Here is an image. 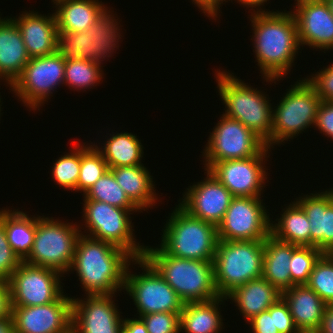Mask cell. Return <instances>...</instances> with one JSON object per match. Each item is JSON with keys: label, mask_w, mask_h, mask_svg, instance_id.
<instances>
[{"label": "cell", "mask_w": 333, "mask_h": 333, "mask_svg": "<svg viewBox=\"0 0 333 333\" xmlns=\"http://www.w3.org/2000/svg\"><path fill=\"white\" fill-rule=\"evenodd\" d=\"M250 21L260 73L266 82L277 84L276 81L288 75L301 50L295 18L291 11L267 10L251 12Z\"/></svg>", "instance_id": "cell-1"}, {"label": "cell", "mask_w": 333, "mask_h": 333, "mask_svg": "<svg viewBox=\"0 0 333 333\" xmlns=\"http://www.w3.org/2000/svg\"><path fill=\"white\" fill-rule=\"evenodd\" d=\"M133 259L122 248L81 234L68 272L76 271L86 295L116 294L124 289L125 273Z\"/></svg>", "instance_id": "cell-2"}, {"label": "cell", "mask_w": 333, "mask_h": 333, "mask_svg": "<svg viewBox=\"0 0 333 333\" xmlns=\"http://www.w3.org/2000/svg\"><path fill=\"white\" fill-rule=\"evenodd\" d=\"M143 258L159 272L184 303L209 301L220 296L215 286L213 261L173 257L157 246H145Z\"/></svg>", "instance_id": "cell-3"}, {"label": "cell", "mask_w": 333, "mask_h": 333, "mask_svg": "<svg viewBox=\"0 0 333 333\" xmlns=\"http://www.w3.org/2000/svg\"><path fill=\"white\" fill-rule=\"evenodd\" d=\"M215 78L216 88L226 108L223 114L241 122L268 145L271 142L273 113L269 95L225 70H217Z\"/></svg>", "instance_id": "cell-4"}, {"label": "cell", "mask_w": 333, "mask_h": 333, "mask_svg": "<svg viewBox=\"0 0 333 333\" xmlns=\"http://www.w3.org/2000/svg\"><path fill=\"white\" fill-rule=\"evenodd\" d=\"M160 246L165 254L194 260L213 261L218 243L217 227L189 215L179 205L168 217Z\"/></svg>", "instance_id": "cell-5"}, {"label": "cell", "mask_w": 333, "mask_h": 333, "mask_svg": "<svg viewBox=\"0 0 333 333\" xmlns=\"http://www.w3.org/2000/svg\"><path fill=\"white\" fill-rule=\"evenodd\" d=\"M264 240H218L213 259L214 281L226 297L246 282L262 277Z\"/></svg>", "instance_id": "cell-6"}, {"label": "cell", "mask_w": 333, "mask_h": 333, "mask_svg": "<svg viewBox=\"0 0 333 333\" xmlns=\"http://www.w3.org/2000/svg\"><path fill=\"white\" fill-rule=\"evenodd\" d=\"M81 229L75 223L37 215L33 246L24 262L68 274Z\"/></svg>", "instance_id": "cell-7"}, {"label": "cell", "mask_w": 333, "mask_h": 333, "mask_svg": "<svg viewBox=\"0 0 333 333\" xmlns=\"http://www.w3.org/2000/svg\"><path fill=\"white\" fill-rule=\"evenodd\" d=\"M108 9L84 32L57 31L56 52L65 60H88L102 68L101 61L105 57H112L122 37L118 26L120 22L112 15L114 11Z\"/></svg>", "instance_id": "cell-8"}, {"label": "cell", "mask_w": 333, "mask_h": 333, "mask_svg": "<svg viewBox=\"0 0 333 333\" xmlns=\"http://www.w3.org/2000/svg\"><path fill=\"white\" fill-rule=\"evenodd\" d=\"M290 86L273 109L271 142L267 145L270 149L274 148L275 144L279 146L289 139H294L293 137L296 138L316 123L317 111L322 101L314 88L305 78Z\"/></svg>", "instance_id": "cell-9"}, {"label": "cell", "mask_w": 333, "mask_h": 333, "mask_svg": "<svg viewBox=\"0 0 333 333\" xmlns=\"http://www.w3.org/2000/svg\"><path fill=\"white\" fill-rule=\"evenodd\" d=\"M84 236L109 242L128 252L134 259L143 258L145 246L136 242L130 214L140 209H123L96 200H83ZM132 212V213H131ZM88 233V234H87Z\"/></svg>", "instance_id": "cell-10"}, {"label": "cell", "mask_w": 333, "mask_h": 333, "mask_svg": "<svg viewBox=\"0 0 333 333\" xmlns=\"http://www.w3.org/2000/svg\"><path fill=\"white\" fill-rule=\"evenodd\" d=\"M133 263L144 271L131 273L129 266ZM123 290L133 299L138 317L150 313H180L184 306L175 290L145 258H136L129 263Z\"/></svg>", "instance_id": "cell-11"}, {"label": "cell", "mask_w": 333, "mask_h": 333, "mask_svg": "<svg viewBox=\"0 0 333 333\" xmlns=\"http://www.w3.org/2000/svg\"><path fill=\"white\" fill-rule=\"evenodd\" d=\"M208 139L202 152L204 169L207 170L215 162L251 158L267 148L265 141L255 132L224 114L213 127Z\"/></svg>", "instance_id": "cell-12"}, {"label": "cell", "mask_w": 333, "mask_h": 333, "mask_svg": "<svg viewBox=\"0 0 333 333\" xmlns=\"http://www.w3.org/2000/svg\"><path fill=\"white\" fill-rule=\"evenodd\" d=\"M65 59L57 52L30 58L21 75L10 86L16 97L29 110H36L48 102L57 86L64 84Z\"/></svg>", "instance_id": "cell-13"}, {"label": "cell", "mask_w": 333, "mask_h": 333, "mask_svg": "<svg viewBox=\"0 0 333 333\" xmlns=\"http://www.w3.org/2000/svg\"><path fill=\"white\" fill-rule=\"evenodd\" d=\"M58 271L24 261L8 280L11 307L39 306L56 301L63 293Z\"/></svg>", "instance_id": "cell-14"}, {"label": "cell", "mask_w": 333, "mask_h": 333, "mask_svg": "<svg viewBox=\"0 0 333 333\" xmlns=\"http://www.w3.org/2000/svg\"><path fill=\"white\" fill-rule=\"evenodd\" d=\"M261 197H234L217 226L218 240H265L270 235V214Z\"/></svg>", "instance_id": "cell-15"}, {"label": "cell", "mask_w": 333, "mask_h": 333, "mask_svg": "<svg viewBox=\"0 0 333 333\" xmlns=\"http://www.w3.org/2000/svg\"><path fill=\"white\" fill-rule=\"evenodd\" d=\"M269 151L267 147L258 156L215 162L208 170L234 197H261L268 178L265 161Z\"/></svg>", "instance_id": "cell-16"}, {"label": "cell", "mask_w": 333, "mask_h": 333, "mask_svg": "<svg viewBox=\"0 0 333 333\" xmlns=\"http://www.w3.org/2000/svg\"><path fill=\"white\" fill-rule=\"evenodd\" d=\"M14 333H72V297L39 306L11 307Z\"/></svg>", "instance_id": "cell-17"}, {"label": "cell", "mask_w": 333, "mask_h": 333, "mask_svg": "<svg viewBox=\"0 0 333 333\" xmlns=\"http://www.w3.org/2000/svg\"><path fill=\"white\" fill-rule=\"evenodd\" d=\"M204 170L205 179L186 188L178 205L194 218L217 227L234 196L209 170Z\"/></svg>", "instance_id": "cell-18"}, {"label": "cell", "mask_w": 333, "mask_h": 333, "mask_svg": "<svg viewBox=\"0 0 333 333\" xmlns=\"http://www.w3.org/2000/svg\"><path fill=\"white\" fill-rule=\"evenodd\" d=\"M113 296L86 295L83 300L73 297L72 333H121L123 318Z\"/></svg>", "instance_id": "cell-19"}, {"label": "cell", "mask_w": 333, "mask_h": 333, "mask_svg": "<svg viewBox=\"0 0 333 333\" xmlns=\"http://www.w3.org/2000/svg\"><path fill=\"white\" fill-rule=\"evenodd\" d=\"M291 10L300 46L333 50V15L325 0H295Z\"/></svg>", "instance_id": "cell-20"}, {"label": "cell", "mask_w": 333, "mask_h": 333, "mask_svg": "<svg viewBox=\"0 0 333 333\" xmlns=\"http://www.w3.org/2000/svg\"><path fill=\"white\" fill-rule=\"evenodd\" d=\"M298 198V199H297ZM310 222V246L323 253L333 252V189L297 197Z\"/></svg>", "instance_id": "cell-21"}, {"label": "cell", "mask_w": 333, "mask_h": 333, "mask_svg": "<svg viewBox=\"0 0 333 333\" xmlns=\"http://www.w3.org/2000/svg\"><path fill=\"white\" fill-rule=\"evenodd\" d=\"M17 24L26 51L30 58L42 57L56 52L57 22L55 14H39L36 11L23 12L12 18Z\"/></svg>", "instance_id": "cell-22"}, {"label": "cell", "mask_w": 333, "mask_h": 333, "mask_svg": "<svg viewBox=\"0 0 333 333\" xmlns=\"http://www.w3.org/2000/svg\"><path fill=\"white\" fill-rule=\"evenodd\" d=\"M281 298L287 304L300 333H318L323 324L327 304L306 284L284 290Z\"/></svg>", "instance_id": "cell-23"}, {"label": "cell", "mask_w": 333, "mask_h": 333, "mask_svg": "<svg viewBox=\"0 0 333 333\" xmlns=\"http://www.w3.org/2000/svg\"><path fill=\"white\" fill-rule=\"evenodd\" d=\"M0 18V80L10 87L30 60L21 32L12 17Z\"/></svg>", "instance_id": "cell-24"}, {"label": "cell", "mask_w": 333, "mask_h": 333, "mask_svg": "<svg viewBox=\"0 0 333 333\" xmlns=\"http://www.w3.org/2000/svg\"><path fill=\"white\" fill-rule=\"evenodd\" d=\"M281 292L263 277L250 280L234 289L226 298L235 303L245 321L268 310L281 298Z\"/></svg>", "instance_id": "cell-25"}, {"label": "cell", "mask_w": 333, "mask_h": 333, "mask_svg": "<svg viewBox=\"0 0 333 333\" xmlns=\"http://www.w3.org/2000/svg\"><path fill=\"white\" fill-rule=\"evenodd\" d=\"M57 31L84 32L107 8L99 0H59L54 3Z\"/></svg>", "instance_id": "cell-26"}, {"label": "cell", "mask_w": 333, "mask_h": 333, "mask_svg": "<svg viewBox=\"0 0 333 333\" xmlns=\"http://www.w3.org/2000/svg\"><path fill=\"white\" fill-rule=\"evenodd\" d=\"M117 183L124 190L128 198L141 210L154 207L156 194L153 176L144 165L116 167L110 169ZM154 205V206H153Z\"/></svg>", "instance_id": "cell-27"}, {"label": "cell", "mask_w": 333, "mask_h": 333, "mask_svg": "<svg viewBox=\"0 0 333 333\" xmlns=\"http://www.w3.org/2000/svg\"><path fill=\"white\" fill-rule=\"evenodd\" d=\"M225 300L226 297L219 296L209 301L184 303L180 312V332L221 333L224 324L219 305Z\"/></svg>", "instance_id": "cell-28"}, {"label": "cell", "mask_w": 333, "mask_h": 333, "mask_svg": "<svg viewBox=\"0 0 333 333\" xmlns=\"http://www.w3.org/2000/svg\"><path fill=\"white\" fill-rule=\"evenodd\" d=\"M297 245L285 243L269 235L264 240L262 277L281 293L291 288L290 260Z\"/></svg>", "instance_id": "cell-29"}, {"label": "cell", "mask_w": 333, "mask_h": 333, "mask_svg": "<svg viewBox=\"0 0 333 333\" xmlns=\"http://www.w3.org/2000/svg\"><path fill=\"white\" fill-rule=\"evenodd\" d=\"M0 221L4 225L7 241L15 254L24 261L33 246L36 232V216L29 217L26 212L18 209L0 210Z\"/></svg>", "instance_id": "cell-30"}, {"label": "cell", "mask_w": 333, "mask_h": 333, "mask_svg": "<svg viewBox=\"0 0 333 333\" xmlns=\"http://www.w3.org/2000/svg\"><path fill=\"white\" fill-rule=\"evenodd\" d=\"M280 217L270 223V235L275 239L297 246H310V222L302 207L294 200Z\"/></svg>", "instance_id": "cell-31"}, {"label": "cell", "mask_w": 333, "mask_h": 333, "mask_svg": "<svg viewBox=\"0 0 333 333\" xmlns=\"http://www.w3.org/2000/svg\"><path fill=\"white\" fill-rule=\"evenodd\" d=\"M110 137L99 146L94 144L102 153L104 160L107 162L108 168L144 165L141 160L143 157V145L137 135L121 132L109 135Z\"/></svg>", "instance_id": "cell-32"}, {"label": "cell", "mask_w": 333, "mask_h": 333, "mask_svg": "<svg viewBox=\"0 0 333 333\" xmlns=\"http://www.w3.org/2000/svg\"><path fill=\"white\" fill-rule=\"evenodd\" d=\"M84 200H96L123 209H139L117 183L113 172L107 170L83 195Z\"/></svg>", "instance_id": "cell-33"}, {"label": "cell", "mask_w": 333, "mask_h": 333, "mask_svg": "<svg viewBox=\"0 0 333 333\" xmlns=\"http://www.w3.org/2000/svg\"><path fill=\"white\" fill-rule=\"evenodd\" d=\"M83 144H81V165L77 181V192H83L82 195H84L95 182L101 178L107 170H109L102 153L96 148L93 142L90 144L84 142Z\"/></svg>", "instance_id": "cell-34"}, {"label": "cell", "mask_w": 333, "mask_h": 333, "mask_svg": "<svg viewBox=\"0 0 333 333\" xmlns=\"http://www.w3.org/2000/svg\"><path fill=\"white\" fill-rule=\"evenodd\" d=\"M103 70L92 61L81 59L65 60V86L79 91L91 89L102 81Z\"/></svg>", "instance_id": "cell-35"}, {"label": "cell", "mask_w": 333, "mask_h": 333, "mask_svg": "<svg viewBox=\"0 0 333 333\" xmlns=\"http://www.w3.org/2000/svg\"><path fill=\"white\" fill-rule=\"evenodd\" d=\"M73 149L59 159L55 160L52 166V178L63 189L77 192V181L80 174L81 165V143L73 141Z\"/></svg>", "instance_id": "cell-36"}, {"label": "cell", "mask_w": 333, "mask_h": 333, "mask_svg": "<svg viewBox=\"0 0 333 333\" xmlns=\"http://www.w3.org/2000/svg\"><path fill=\"white\" fill-rule=\"evenodd\" d=\"M306 285L327 305H333V254L324 253L319 258Z\"/></svg>", "instance_id": "cell-37"}, {"label": "cell", "mask_w": 333, "mask_h": 333, "mask_svg": "<svg viewBox=\"0 0 333 333\" xmlns=\"http://www.w3.org/2000/svg\"><path fill=\"white\" fill-rule=\"evenodd\" d=\"M324 253L314 246H297L290 260L291 287L306 284L319 258Z\"/></svg>", "instance_id": "cell-38"}, {"label": "cell", "mask_w": 333, "mask_h": 333, "mask_svg": "<svg viewBox=\"0 0 333 333\" xmlns=\"http://www.w3.org/2000/svg\"><path fill=\"white\" fill-rule=\"evenodd\" d=\"M148 333H180V313H150L139 317Z\"/></svg>", "instance_id": "cell-39"}, {"label": "cell", "mask_w": 333, "mask_h": 333, "mask_svg": "<svg viewBox=\"0 0 333 333\" xmlns=\"http://www.w3.org/2000/svg\"><path fill=\"white\" fill-rule=\"evenodd\" d=\"M21 262L9 245L4 225L0 221V279L8 281Z\"/></svg>", "instance_id": "cell-40"}, {"label": "cell", "mask_w": 333, "mask_h": 333, "mask_svg": "<svg viewBox=\"0 0 333 333\" xmlns=\"http://www.w3.org/2000/svg\"><path fill=\"white\" fill-rule=\"evenodd\" d=\"M307 76L306 81L314 88L321 101L333 102V62L319 72Z\"/></svg>", "instance_id": "cell-41"}, {"label": "cell", "mask_w": 333, "mask_h": 333, "mask_svg": "<svg viewBox=\"0 0 333 333\" xmlns=\"http://www.w3.org/2000/svg\"><path fill=\"white\" fill-rule=\"evenodd\" d=\"M268 311L275 313L276 329L279 333H300L285 301L280 298Z\"/></svg>", "instance_id": "cell-42"}, {"label": "cell", "mask_w": 333, "mask_h": 333, "mask_svg": "<svg viewBox=\"0 0 333 333\" xmlns=\"http://www.w3.org/2000/svg\"><path fill=\"white\" fill-rule=\"evenodd\" d=\"M333 140V102L322 101L317 111V119L314 128Z\"/></svg>", "instance_id": "cell-43"}, {"label": "cell", "mask_w": 333, "mask_h": 333, "mask_svg": "<svg viewBox=\"0 0 333 333\" xmlns=\"http://www.w3.org/2000/svg\"><path fill=\"white\" fill-rule=\"evenodd\" d=\"M253 333H279L276 329L275 313L262 311L248 321Z\"/></svg>", "instance_id": "cell-44"}, {"label": "cell", "mask_w": 333, "mask_h": 333, "mask_svg": "<svg viewBox=\"0 0 333 333\" xmlns=\"http://www.w3.org/2000/svg\"><path fill=\"white\" fill-rule=\"evenodd\" d=\"M11 316V300L8 281L0 279V319Z\"/></svg>", "instance_id": "cell-45"}, {"label": "cell", "mask_w": 333, "mask_h": 333, "mask_svg": "<svg viewBox=\"0 0 333 333\" xmlns=\"http://www.w3.org/2000/svg\"><path fill=\"white\" fill-rule=\"evenodd\" d=\"M121 333H148L144 322L138 318H123Z\"/></svg>", "instance_id": "cell-46"}, {"label": "cell", "mask_w": 333, "mask_h": 333, "mask_svg": "<svg viewBox=\"0 0 333 333\" xmlns=\"http://www.w3.org/2000/svg\"><path fill=\"white\" fill-rule=\"evenodd\" d=\"M318 333H333V305L327 306L323 318V324Z\"/></svg>", "instance_id": "cell-47"}, {"label": "cell", "mask_w": 333, "mask_h": 333, "mask_svg": "<svg viewBox=\"0 0 333 333\" xmlns=\"http://www.w3.org/2000/svg\"><path fill=\"white\" fill-rule=\"evenodd\" d=\"M230 1V0H229ZM235 1V0H234ZM238 2V0H236ZM223 2H228V0H207V17L216 20L218 14L220 13V5L224 4ZM219 11V12H218Z\"/></svg>", "instance_id": "cell-48"}, {"label": "cell", "mask_w": 333, "mask_h": 333, "mask_svg": "<svg viewBox=\"0 0 333 333\" xmlns=\"http://www.w3.org/2000/svg\"><path fill=\"white\" fill-rule=\"evenodd\" d=\"M269 0H238L239 4H242L243 7L246 6V8L252 7L253 12H265V9L263 10L260 6H264V4ZM255 8V10L253 9Z\"/></svg>", "instance_id": "cell-49"}, {"label": "cell", "mask_w": 333, "mask_h": 333, "mask_svg": "<svg viewBox=\"0 0 333 333\" xmlns=\"http://www.w3.org/2000/svg\"><path fill=\"white\" fill-rule=\"evenodd\" d=\"M0 333H14L12 316L0 319Z\"/></svg>", "instance_id": "cell-50"}, {"label": "cell", "mask_w": 333, "mask_h": 333, "mask_svg": "<svg viewBox=\"0 0 333 333\" xmlns=\"http://www.w3.org/2000/svg\"><path fill=\"white\" fill-rule=\"evenodd\" d=\"M194 2V3H193ZM192 3L201 10L207 16V0H192Z\"/></svg>", "instance_id": "cell-51"}, {"label": "cell", "mask_w": 333, "mask_h": 333, "mask_svg": "<svg viewBox=\"0 0 333 333\" xmlns=\"http://www.w3.org/2000/svg\"><path fill=\"white\" fill-rule=\"evenodd\" d=\"M329 9H330V12L332 13L333 15V0H325Z\"/></svg>", "instance_id": "cell-52"}, {"label": "cell", "mask_w": 333, "mask_h": 333, "mask_svg": "<svg viewBox=\"0 0 333 333\" xmlns=\"http://www.w3.org/2000/svg\"><path fill=\"white\" fill-rule=\"evenodd\" d=\"M0 103H1V98H0ZM1 106H2V105L0 104V112L2 111V110H1ZM0 116H1V113H0Z\"/></svg>", "instance_id": "cell-53"}]
</instances>
